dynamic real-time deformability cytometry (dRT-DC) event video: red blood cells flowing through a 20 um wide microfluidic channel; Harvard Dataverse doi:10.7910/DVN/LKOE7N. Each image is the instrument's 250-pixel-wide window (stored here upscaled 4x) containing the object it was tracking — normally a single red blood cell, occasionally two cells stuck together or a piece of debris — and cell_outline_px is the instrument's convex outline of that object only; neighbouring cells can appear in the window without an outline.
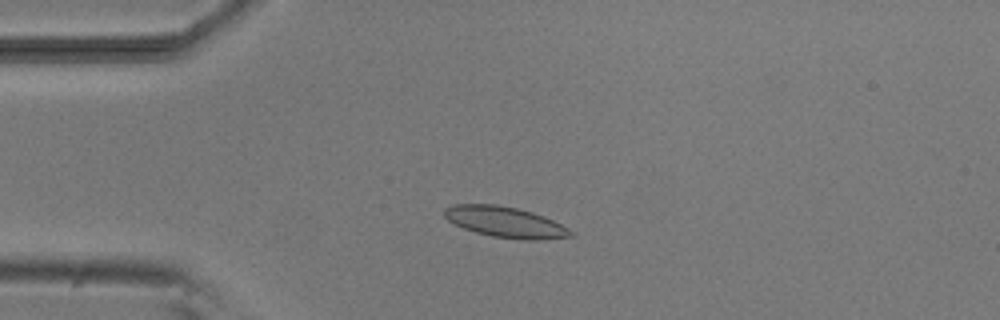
{"species": "common noctule bat (a hibernating species)", "species_latin": "Nyctalus noctula", "temperature_condition": "room temperature", "stored_images_in_passage": 8, "camera_frame_rate_fps": 3000, "um_per_image_px": 0.085, "animal": {"sex": "male", "body_mass_g": 20.5, "forearm_length_mm": 52.5}, "frame": {"image": 1, "passage_image": 3, "time_ms": 2.333, "image_size_px": [1000, 320], "cell_outline_px": [[576, 236], [540, 240], [520, 240], [492, 236], [476, 232], [464, 228], [448, 220], [444, 216], [444, 208], [452, 204], [496, 204], [516, 208], [532, 212], [544, 216], [568, 228]], "centroid_in_image_um": [42.96, 18.88], "position_along_channel_um": 42.0, "area_um2": 22.66}}
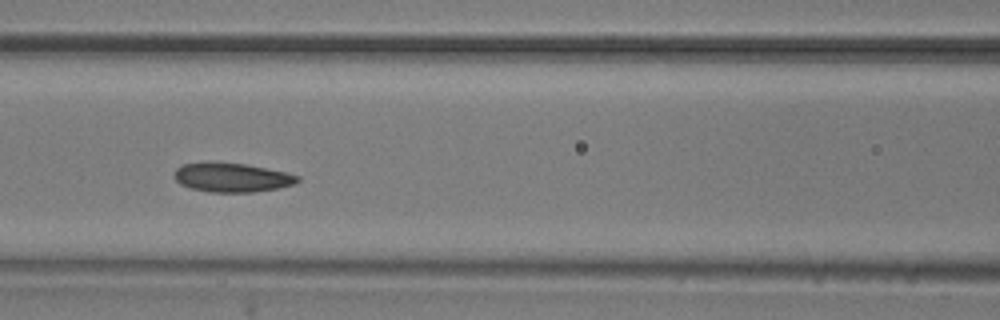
{"frame": {"image": 2, "passage_image": 6, "time_ms": 5.667, "image_size_px": [1000, 320], "cell_outline_px": [[300, 180], [296, 184], [276, 188], [252, 192], [208, 192], [192, 188], [180, 184], [176, 180], [176, 168], [180, 164], [208, 160], [244, 164], [284, 172], [300, 176]], "centroid_in_image_um": [19.67, 15.06], "position_along_channel_um": 146.9, "area_um2": 21.1}}
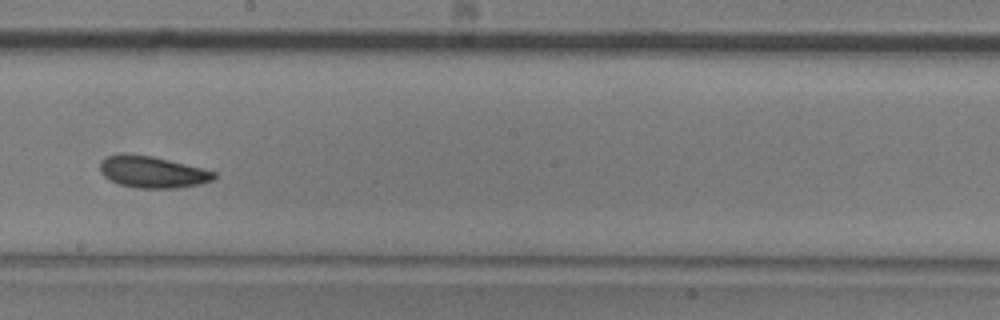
{"frame": {"image": 3, "passage_image": 8, "time_ms": 8.0, "image_size_px": [1000, 320], "cell_outline_px": [[216, 176], [212, 180], [200, 184], [176, 188], [136, 188], [120, 184], [104, 176], [100, 172], [100, 160], [108, 156], [120, 152], [124, 152], [152, 156], [204, 168], [216, 172]], "centroid_in_image_um": [12.94, 14.6], "position_along_channel_um": 235.3, "area_um2": 21.21}}